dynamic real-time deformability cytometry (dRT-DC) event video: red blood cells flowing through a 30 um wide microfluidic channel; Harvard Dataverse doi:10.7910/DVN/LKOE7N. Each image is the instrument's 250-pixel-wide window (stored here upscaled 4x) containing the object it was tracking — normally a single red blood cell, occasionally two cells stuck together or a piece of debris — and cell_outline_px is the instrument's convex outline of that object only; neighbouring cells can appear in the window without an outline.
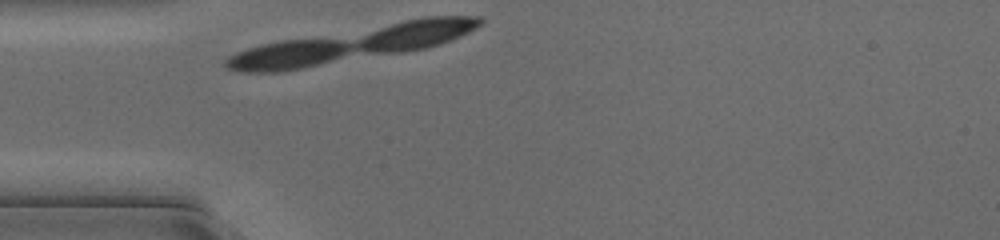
{"species": "common noctule bat (a hibernating species)", "species_latin": "Nyctalus noctula", "temperature_condition": "cold", "stored_images_in_passage": 4, "camera_frame_rate_fps": 3000, "um_per_image_px": 0.085, "animal": {"sex": "female", "body_mass_g": 17.0, "forearm_length_mm": 48.0}, "frame": {"image": 1, "passage_image": 1, "time_ms": 0.0, "image_size_px": [1000, 240], "cell_outline_px": [[340, 48], [336, 52], [328, 56], [316, 60], [296, 64], [244, 68], [232, 64], [232, 60], [248, 52], [264, 48], [284, 44], [336, 44]], "centroid_in_image_um": [24.23, 4.68], "position_along_channel_um": 60.8, "area_um2": 12.31}}